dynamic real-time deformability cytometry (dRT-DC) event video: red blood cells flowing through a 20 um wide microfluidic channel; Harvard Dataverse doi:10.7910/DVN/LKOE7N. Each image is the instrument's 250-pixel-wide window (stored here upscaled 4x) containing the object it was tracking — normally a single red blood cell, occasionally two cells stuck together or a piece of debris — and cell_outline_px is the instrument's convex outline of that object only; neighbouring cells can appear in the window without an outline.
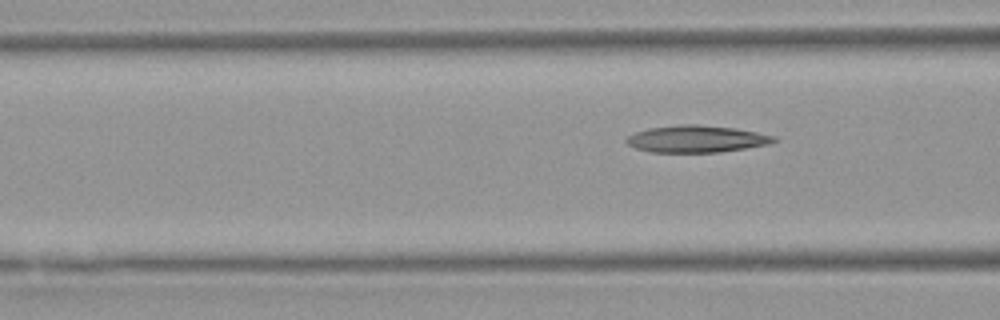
{"species": "Egyptian fruit bat (a non-hibernating species)", "species_latin": "Rousettus aegyptiacus", "temperature_condition": "warm", "stored_images_in_passage": 5, "camera_frame_rate_fps": 3000, "um_per_image_px": 0.085, "animal": {"sex": "female"}, "frame": {"image": 1, "passage_image": 5, "time_ms": 5.0, "image_size_px": [1000, 320], "cell_outline_px": [[780, 140], [768, 144], [720, 152], [648, 152], [636, 148], [628, 144], [624, 140], [628, 136], [636, 132], [648, 128], [680, 124], [700, 124], [736, 128], [776, 136]], "centroid_in_image_um": [59.21, 11.8], "position_along_channel_um": 107.4, "area_um2": 23.29}}